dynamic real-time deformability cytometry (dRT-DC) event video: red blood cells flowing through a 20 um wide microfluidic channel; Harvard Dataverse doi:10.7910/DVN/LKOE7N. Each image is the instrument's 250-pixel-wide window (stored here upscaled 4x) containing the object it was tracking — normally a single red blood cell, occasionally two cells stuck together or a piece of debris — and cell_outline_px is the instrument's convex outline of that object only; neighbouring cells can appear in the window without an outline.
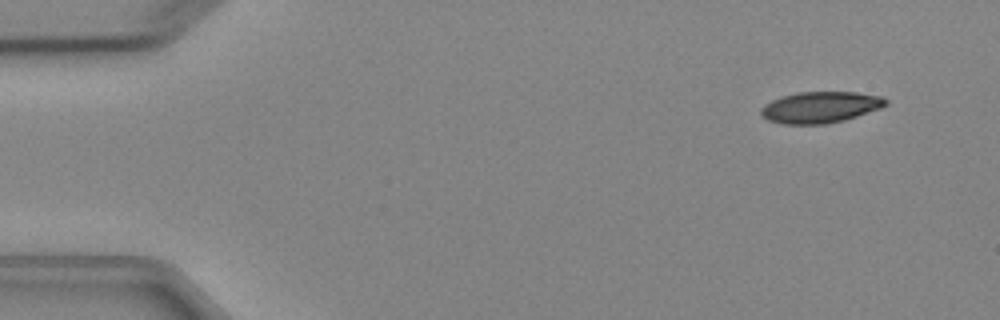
{"species": "Egyptian fruit bat (a non-hibernating species)", "species_latin": "Rousettus aegyptiacus", "temperature_condition": "cold", "stored_images_in_passage": 4, "camera_frame_rate_fps": 3000, "um_per_image_px": 0.085, "animal": {"sex": "female"}, "frame": {"image": 1, "passage_image": 1, "time_ms": 0.0, "image_size_px": [1000, 320], "cell_outline_px": [[888, 104], [880, 108], [844, 120], [828, 124], [780, 124], [768, 120], [760, 116], [760, 108], [764, 104], [780, 96], [796, 92], [856, 92], [880, 96], [888, 100]], "centroid_in_image_um": [69.68, 9.12], "position_along_channel_um": 15.3, "area_um2": 22.95}}
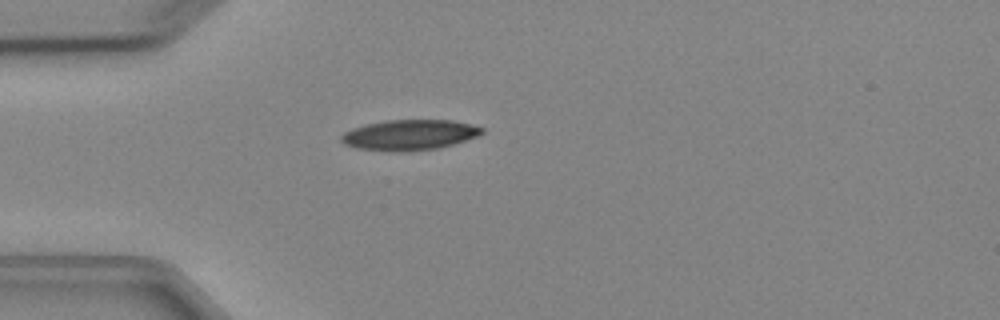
{"frame": {"image": 2, "passage_image": 4, "time_ms": 3.333, "image_size_px": [1000, 320], "cell_outline_px": [[484, 132], [476, 136], [440, 148], [408, 152], [396, 152], [356, 148], [344, 144], [340, 140], [340, 136], [344, 132], [352, 128], [364, 124], [384, 120], [452, 120], [472, 124], [484, 128]], "centroid_in_image_um": [34.77, 11.47], "position_along_channel_um": 50.2, "area_um2": 25.2}}